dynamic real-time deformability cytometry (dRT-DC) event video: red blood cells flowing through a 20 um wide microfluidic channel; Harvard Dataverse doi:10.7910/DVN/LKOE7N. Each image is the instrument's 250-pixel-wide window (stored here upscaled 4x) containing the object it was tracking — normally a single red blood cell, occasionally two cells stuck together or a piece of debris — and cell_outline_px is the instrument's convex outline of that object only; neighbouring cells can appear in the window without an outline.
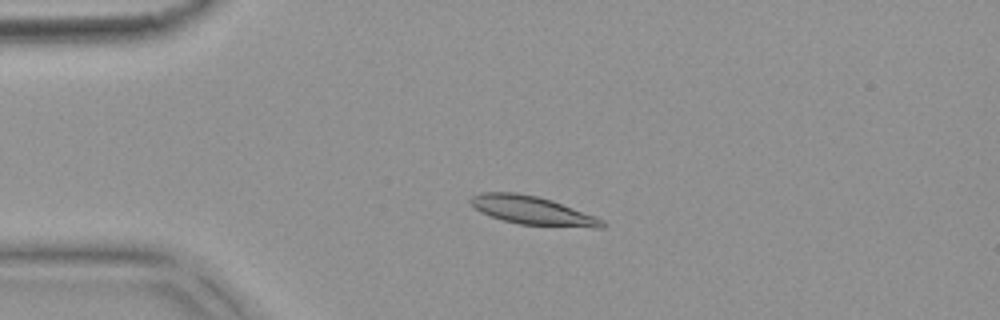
{"species": "common noctule bat (a hibernating species)", "species_latin": "Nyctalus noctula", "temperature_condition": "warm", "stored_images_in_passage": 5, "camera_frame_rate_fps": 3000, "um_per_image_px": 0.085, "animal": {"sex": "female", "body_mass_g": 18.4}, "frame": {"image": 1, "passage_image": 3, "time_ms": 0.667, "image_size_px": [1000, 320], "cell_outline_px": [[608, 224], [604, 228], [592, 228], [520, 224], [504, 220], [480, 212], [468, 200], [472, 196], [480, 192], [516, 192], [536, 196], [552, 200], [596, 216], [604, 220]], "centroid_in_image_um": [45.31, 17.89], "position_along_channel_um": 39.7, "area_um2": 21.91}}
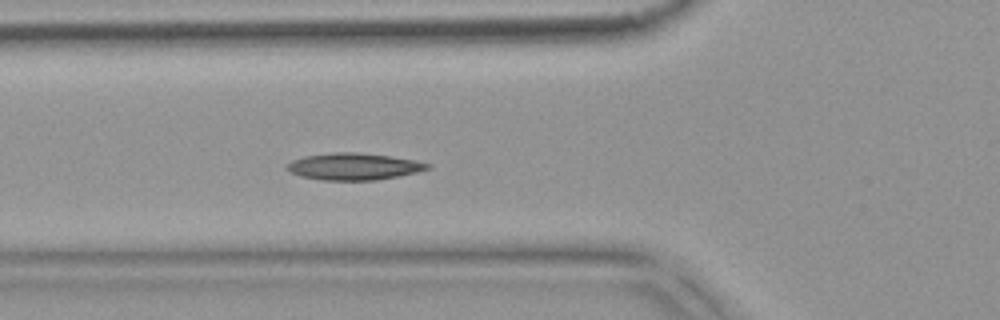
{"frame": {"image": 2, "passage_image": 5, "time_ms": 1.333, "image_size_px": [1000, 320], "cell_outline_px": [[432, 168], [416, 172], [376, 180], [324, 180], [300, 176], [288, 172], [284, 168], [292, 160], [304, 156], [332, 152], [356, 152], [388, 156], [416, 160], [432, 164]], "centroid_in_image_um": [30.05, 14.15], "position_along_channel_um": 95.8, "area_um2": 22.02}}